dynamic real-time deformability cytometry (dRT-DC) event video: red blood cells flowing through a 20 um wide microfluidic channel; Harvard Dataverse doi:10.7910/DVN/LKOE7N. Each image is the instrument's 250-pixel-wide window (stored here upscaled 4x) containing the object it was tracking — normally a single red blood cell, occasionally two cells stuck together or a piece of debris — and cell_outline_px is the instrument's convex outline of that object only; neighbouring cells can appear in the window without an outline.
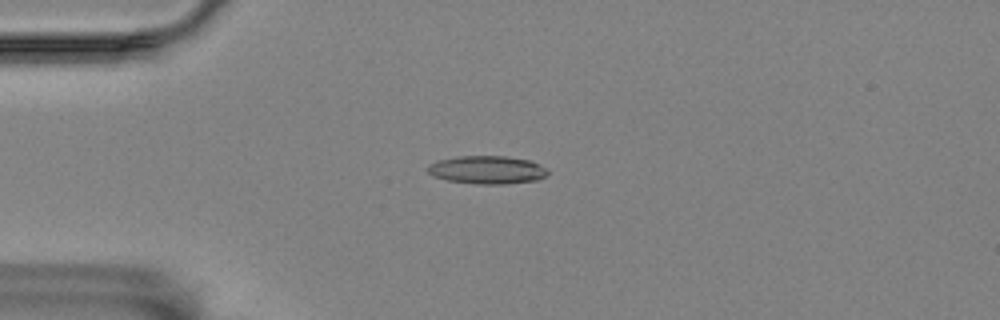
{"species": "Egyptian fruit bat (a non-hibernating species)", "species_latin": "Rousettus aegyptiacus", "temperature_condition": "room temperature", "stored_images_in_passage": 6, "camera_frame_rate_fps": 3000, "um_per_image_px": 0.085, "animal": {"sex": "female"}, "frame": {"image": 1, "passage_image": 4, "time_ms": 3.667, "image_size_px": [1000, 320], "cell_outline_px": [[548, 176], [536, 180], [504, 184], [480, 184], [448, 180], [432, 176], [424, 168], [428, 164], [440, 160], [456, 156], [504, 156], [532, 160], [548, 168]], "centroid_in_image_um": [41.42, 14.43], "position_along_channel_um": 43.6, "area_um2": 19.88}}
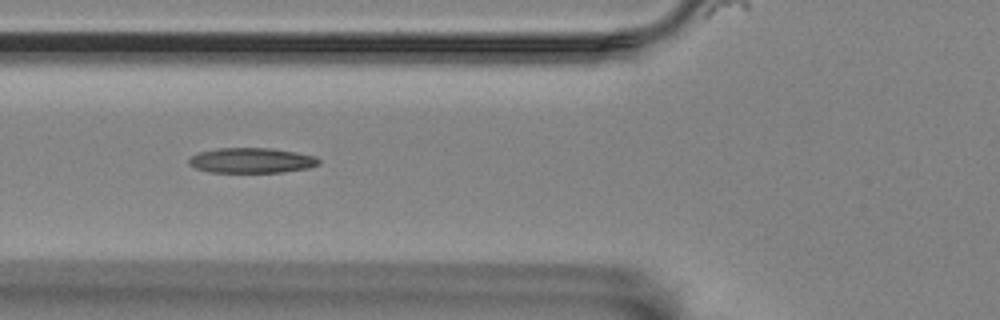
{"frame": {"image": 2, "passage_image": 6, "time_ms": 6.0, "image_size_px": [1000, 320], "cell_outline_px": [[320, 164], [308, 168], [284, 172], [208, 172], [196, 168], [188, 164], [188, 160], [192, 156], [200, 152], [216, 148], [272, 148], [296, 152], [316, 156], [320, 160]], "centroid_in_image_um": [21.4, 13.63], "position_along_channel_um": 104.4, "area_um2": 19.13}}